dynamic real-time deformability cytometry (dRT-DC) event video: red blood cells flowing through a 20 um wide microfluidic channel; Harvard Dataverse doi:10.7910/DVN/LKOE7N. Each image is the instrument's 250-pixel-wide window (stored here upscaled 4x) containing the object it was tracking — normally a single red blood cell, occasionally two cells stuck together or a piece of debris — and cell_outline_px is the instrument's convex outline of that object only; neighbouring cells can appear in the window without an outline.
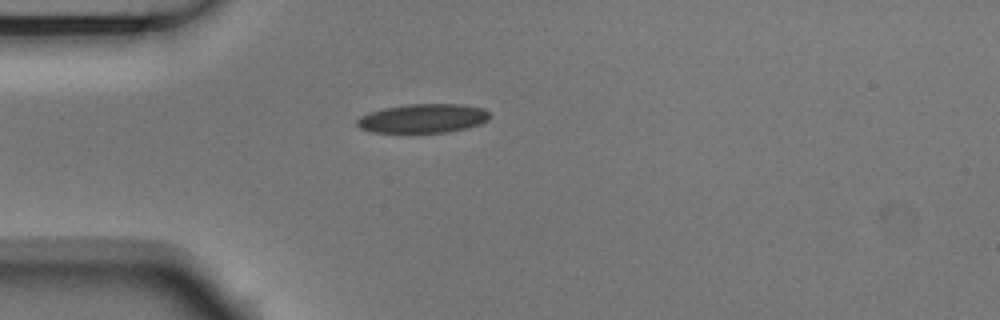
{"species": "Egyptian fruit bat (a non-hibernating species)", "species_latin": "Rousettus aegyptiacus", "temperature_condition": "room temperature", "stored_images_in_passage": 4, "camera_frame_rate_fps": 3000, "um_per_image_px": 0.085, "animal": {"sex": "male"}, "frame": {"image": 1, "passage_image": 4, "time_ms": 1.0, "image_size_px": [1000, 320], "cell_outline_px": [[488, 120], [480, 124], [448, 132], [372, 132], [360, 128], [356, 124], [356, 120], [360, 116], [368, 112], [384, 108], [408, 104], [460, 104], [484, 108], [488, 112]], "centroid_in_image_um": [35.92, 10.05], "position_along_channel_um": 49.1, "area_um2": 22.31}}